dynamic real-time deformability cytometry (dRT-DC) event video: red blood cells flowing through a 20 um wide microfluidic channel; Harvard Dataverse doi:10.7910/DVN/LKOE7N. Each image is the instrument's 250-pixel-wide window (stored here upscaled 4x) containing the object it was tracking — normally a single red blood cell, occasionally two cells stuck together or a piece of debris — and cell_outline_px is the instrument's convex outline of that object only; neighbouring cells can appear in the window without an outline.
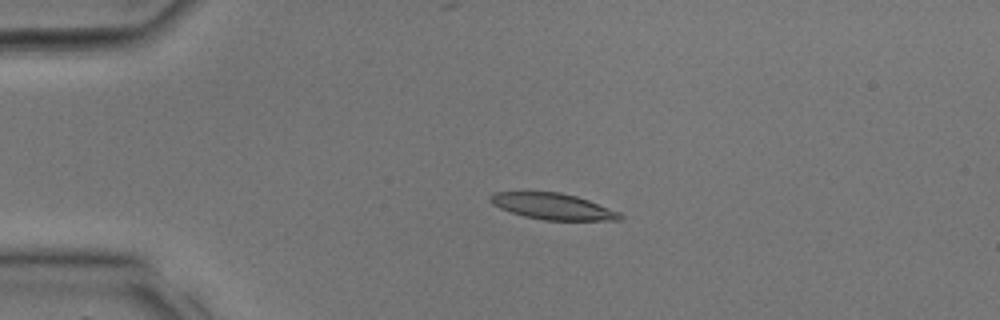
{"species": "common noctule bat (a hibernating species)", "species_latin": "Nyctalus noctula", "temperature_condition": "room temperature", "stored_images_in_passage": 26, "camera_frame_rate_fps": 3000, "um_per_image_px": 0.085, "animal": {"sex": "male", "body_mass_g": 17.9, "forearm_length_mm": 54.2}, "frame": {"image": 1, "passage_image": 1, "time_ms": 0.0, "image_size_px": [1000, 320], "cell_outline_px": [[624, 216], [620, 220], [544, 220], [524, 216], [500, 208], [492, 204], [488, 200], [488, 196], [496, 192], [560, 192], [576, 196], [588, 200], [620, 212]], "centroid_in_image_um": [46.98, 17.54], "position_along_channel_um": 38.0, "area_um2": 19.71}}
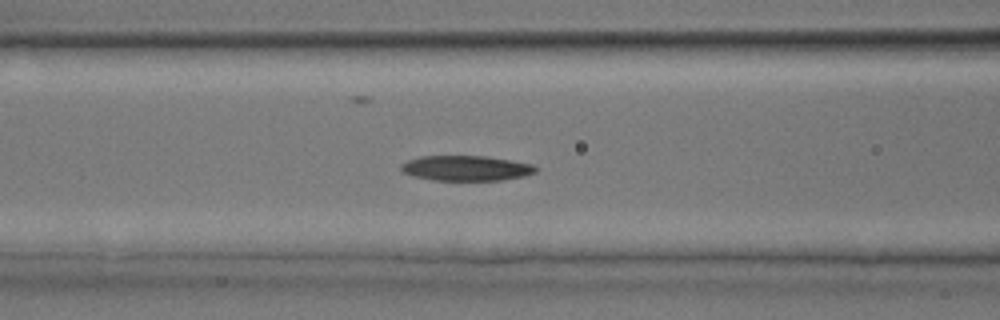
{"frame": {"image": 2, "passage_image": 7, "time_ms": 2.0, "image_size_px": [1000, 320], "cell_outline_px": [[536, 172], [524, 176], [500, 180], [432, 180], [416, 176], [404, 172], [400, 168], [400, 164], [408, 160], [420, 156], [488, 156], [512, 160], [532, 164], [536, 168]], "centroid_in_image_um": [39.62, 14.28], "position_along_channel_um": 127.0, "area_um2": 19.65}}
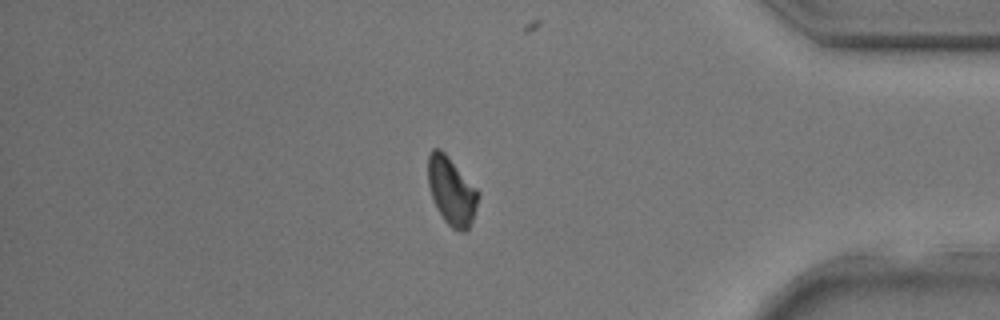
{"frame": {"image": 3, "passage_image": 21, "time_ms": 6.667, "image_size_px": [1000, 320], "cell_outline_px": [[480, 196], [468, 232], [460, 232], [452, 228], [444, 220], [432, 196], [428, 184], [428, 156], [432, 148], [440, 148], [448, 156], [480, 192]], "centroid_in_image_um": [38.4, 16.24], "position_along_channel_um": 396.8, "area_um2": 19.77}}